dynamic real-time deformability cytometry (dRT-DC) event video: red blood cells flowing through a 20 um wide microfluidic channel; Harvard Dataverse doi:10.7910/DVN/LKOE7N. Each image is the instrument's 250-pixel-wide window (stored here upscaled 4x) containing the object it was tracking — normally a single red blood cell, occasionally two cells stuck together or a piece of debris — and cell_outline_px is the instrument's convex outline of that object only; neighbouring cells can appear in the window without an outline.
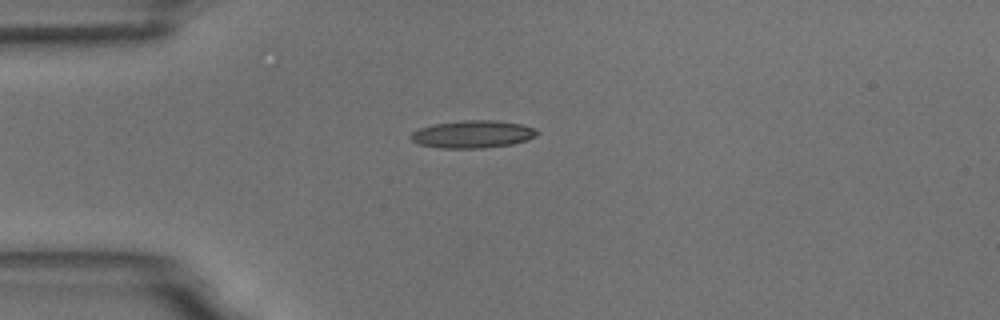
{"species": "common noctule bat (a hibernating species)", "species_latin": "Nyctalus noctula", "temperature_condition": "room temperature", "stored_images_in_passage": 3, "camera_frame_rate_fps": 3000, "um_per_image_px": 0.085, "animal": {"sex": "male", "body_mass_g": 18.8}, "frame": {"image": 1, "passage_image": 1, "time_ms": 0.0, "image_size_px": [1000, 320], "cell_outline_px": [[540, 132], [536, 136], [528, 140], [512, 144], [480, 148], [440, 148], [416, 144], [408, 136], [412, 132], [420, 128], [432, 124], [464, 120], [496, 120], [520, 124], [532, 128]], "centroid_in_image_um": [40.14, 11.41], "position_along_channel_um": 44.9, "area_um2": 20.35}}
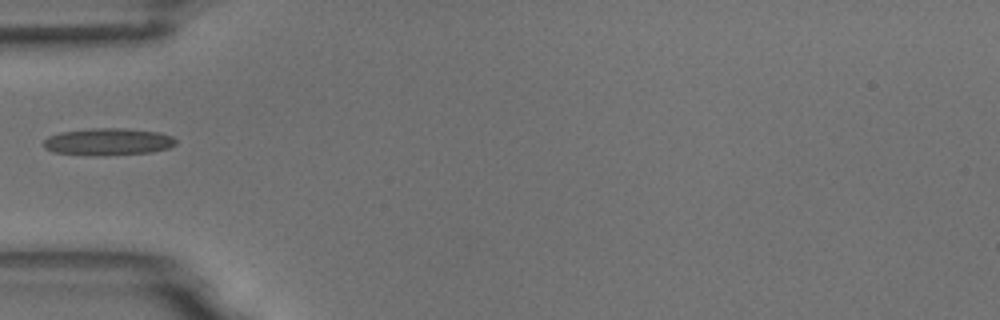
{"frame": {"image": 2, "passage_image": 2, "time_ms": 1.333, "image_size_px": [1000, 320], "cell_outline_px": [[176, 144], [168, 148], [152, 152], [96, 156], [92, 156], [52, 152], [44, 148], [44, 140], [48, 136], [60, 132], [92, 128], [128, 128], [160, 132], [172, 136], [176, 140]], "centroid_in_image_um": [9.18, 12.05], "position_along_channel_um": 75.8, "area_um2": 21.15}}